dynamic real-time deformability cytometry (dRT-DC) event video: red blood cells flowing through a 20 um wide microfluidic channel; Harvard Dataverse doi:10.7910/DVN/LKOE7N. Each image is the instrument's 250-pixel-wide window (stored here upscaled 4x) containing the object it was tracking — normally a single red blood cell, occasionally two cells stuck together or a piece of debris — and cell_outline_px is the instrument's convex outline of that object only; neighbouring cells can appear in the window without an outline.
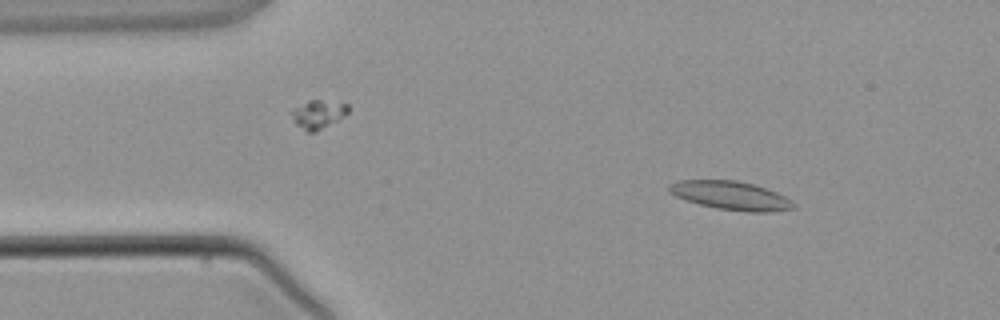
{"species": "common noctule bat (a hibernating species)", "species_latin": "Nyctalus noctula", "temperature_condition": "warm", "stored_images_in_passage": 3, "camera_frame_rate_fps": 3000, "um_per_image_px": 0.085, "animal": {"sex": "male", "body_mass_g": 21.5, "forearm_length_mm": 52.0}, "frame": {"image": 1, "passage_image": 1, "time_ms": 0.0, "image_size_px": [1000, 320], "cell_outline_px": [[796, 208], [768, 212], [748, 212], [716, 208], [700, 204], [676, 196], [668, 192], [668, 184], [680, 180], [736, 180], [752, 184], [776, 192], [792, 200], [796, 204]], "centroid_in_image_um": [62.13, 16.62], "position_along_channel_um": 22.9, "area_um2": 20.63}}